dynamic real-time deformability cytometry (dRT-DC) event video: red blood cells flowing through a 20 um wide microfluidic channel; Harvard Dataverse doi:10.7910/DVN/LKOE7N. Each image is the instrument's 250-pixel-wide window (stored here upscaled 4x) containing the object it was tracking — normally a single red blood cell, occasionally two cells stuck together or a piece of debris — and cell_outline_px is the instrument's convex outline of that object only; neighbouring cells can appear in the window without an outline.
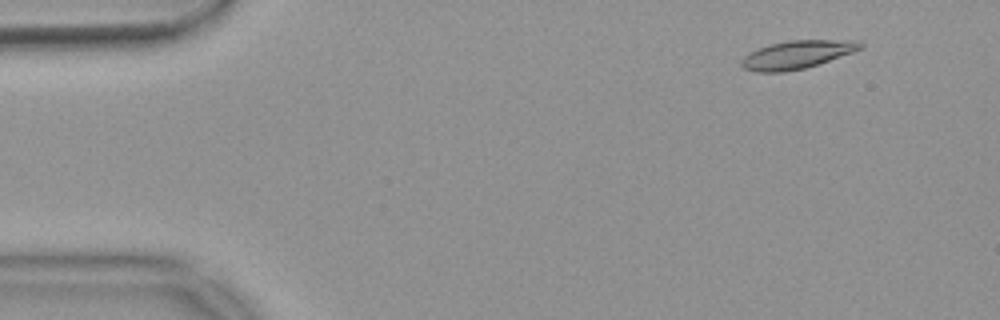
{"species": "common noctule bat (a hibernating species)", "species_latin": "Nyctalus noctula", "temperature_condition": "warm", "stored_images_in_passage": 54, "camera_frame_rate_fps": 3000, "um_per_image_px": 0.085, "animal": {"sex": "female", "body_mass_g": 18.4}, "frame": {"image": 1, "passage_image": 5, "time_ms": 1.333, "image_size_px": [1000, 320], "cell_outline_px": [[864, 48], [804, 68], [784, 72], [756, 72], [744, 68], [740, 64], [740, 60], [748, 52], [772, 44], [788, 40], [860, 40], [864, 44]], "centroid_in_image_um": [67.73, 4.63], "position_along_channel_um": 17.3, "area_um2": 19.36}}
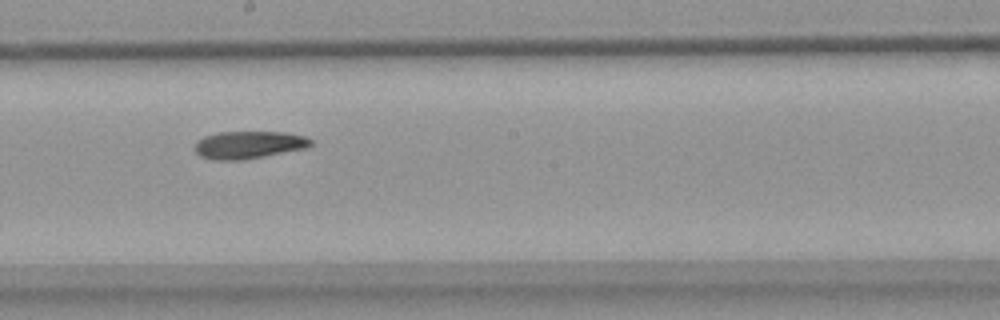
{"frame": {"image": 2, "passage_image": 30, "time_ms": 9.667, "image_size_px": [1000, 320], "cell_outline_px": [[312, 144], [308, 148], [244, 160], [212, 160], [200, 156], [192, 148], [196, 140], [204, 136], [220, 132], [284, 132], [304, 136], [312, 140]], "centroid_in_image_um": [21.11, 12.32], "position_along_channel_um": 227.1, "area_um2": 18.9}}
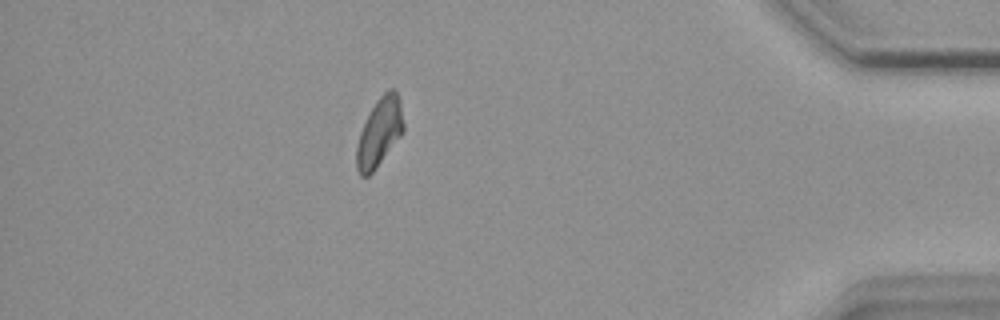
{"frame": {"image": 3, "passage_image": 48, "time_ms": 15.667, "image_size_px": [1000, 320], "cell_outline_px": [[404, 128], [400, 136], [376, 168], [368, 176], [360, 176], [356, 168], [356, 148], [360, 132], [376, 100], [388, 88], [396, 88], [400, 100], [404, 124]], "centroid_in_image_um": [32.25, 11.22], "position_along_channel_um": 402.9, "area_um2": 18.61}, "authors_computed_cell_mechanics": {"area_um2": 19.1029, "velocity_mm_per_s": 3.6903, "shape_relaxation_time_tau1_ms": 5.1999, "shape_relaxation_time_tau2_ms": null, "deformation_change_tau1": 0.1339, "deformation_change_tau2": null}}